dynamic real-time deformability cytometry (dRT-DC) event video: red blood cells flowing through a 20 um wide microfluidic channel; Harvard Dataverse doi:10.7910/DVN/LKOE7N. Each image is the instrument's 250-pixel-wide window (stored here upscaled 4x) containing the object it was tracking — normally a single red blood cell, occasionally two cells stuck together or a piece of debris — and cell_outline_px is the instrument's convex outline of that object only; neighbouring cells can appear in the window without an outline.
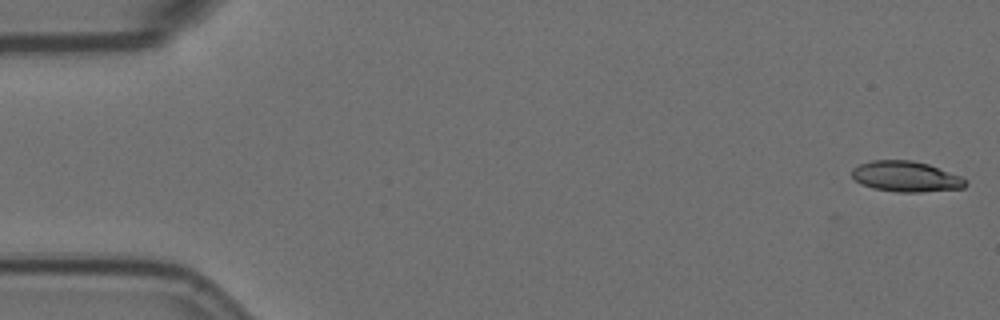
{"species": "Egyptian fruit bat (a non-hibernating species)", "species_latin": "Rousettus aegyptiacus", "temperature_condition": "room temperature", "stored_images_in_passage": 57, "camera_frame_rate_fps": 3000, "um_per_image_px": 0.085, "animal": {"sex": "female"}, "frame": {"image": 1, "passage_image": 1, "time_ms": 0.0, "image_size_px": [1000, 320], "cell_outline_px": [[968, 184], [964, 188], [920, 192], [896, 192], [872, 188], [860, 184], [852, 176], [852, 168], [860, 164], [872, 160], [912, 160], [928, 164], [960, 176], [968, 180]], "centroid_in_image_um": [77.01, 15.01], "position_along_channel_um": 8.0, "area_um2": 20.35}}
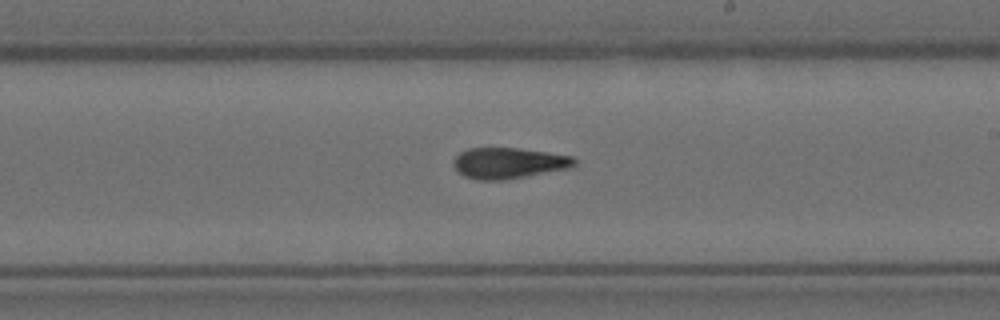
{"frame": {"image": 2, "passage_image": 33, "time_ms": 10.667, "image_size_px": [1000, 320], "cell_outline_px": [[576, 164], [572, 168], [504, 180], [476, 180], [464, 176], [456, 172], [452, 164], [452, 160], [460, 152], [468, 148], [516, 148], [548, 152], [572, 156], [576, 160]], "centroid_in_image_um": [43.21, 13.87], "position_along_channel_um": 245.8, "area_um2": 22.08}}
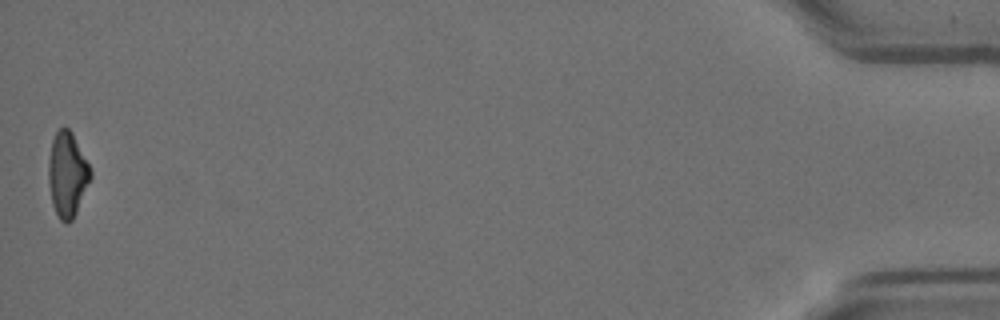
{"frame": {"image": 3, "passage_image": 57, "time_ms": 18.667, "image_size_px": [1000, 320], "cell_outline_px": [[92, 176], [76, 212], [72, 220], [68, 224], [64, 224], [60, 220], [52, 204], [48, 180], [48, 164], [52, 140], [56, 132], [64, 124], [72, 132], [92, 168]], "centroid_in_image_um": [5.73, 14.81], "position_along_channel_um": 429.5, "area_um2": 20.98}, "authors_computed_cell_mechanics": {"area_um2": 21.386, "velocity_mm_per_s": 3.5131, "shape_relaxation_time_tau1_ms": 6.7045, "shape_relaxation_time_tau2_ms": 3.1038, "deformation_change_tau1": 0.2171, "deformation_change_tau2": 0.1205}}